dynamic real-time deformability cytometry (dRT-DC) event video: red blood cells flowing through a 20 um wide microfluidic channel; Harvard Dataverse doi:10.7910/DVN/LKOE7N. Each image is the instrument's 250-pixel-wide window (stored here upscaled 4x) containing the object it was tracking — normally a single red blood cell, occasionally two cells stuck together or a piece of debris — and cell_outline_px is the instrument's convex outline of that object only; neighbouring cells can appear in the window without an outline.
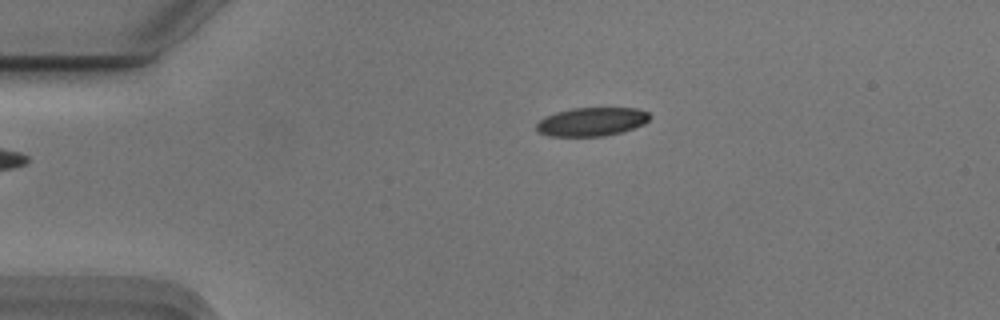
{"species": "Egyptian fruit bat (a non-hibernating species)", "species_latin": "Rousettus aegyptiacus", "temperature_condition": "cold", "stored_images_in_passage": 44, "camera_frame_rate_fps": 3000, "um_per_image_px": 0.085, "animal": {"sex": "male"}, "frame": {"image": 1, "passage_image": 1, "time_ms": 0.0, "image_size_px": [1000, 320], "cell_outline_px": [[652, 116], [644, 124], [620, 132], [604, 136], [548, 136], [540, 132], [536, 128], [536, 124], [544, 116], [556, 112], [572, 108], [636, 108], [648, 112]], "centroid_in_image_um": [50.29, 10.34], "position_along_channel_um": 34.7, "area_um2": 18.84}}
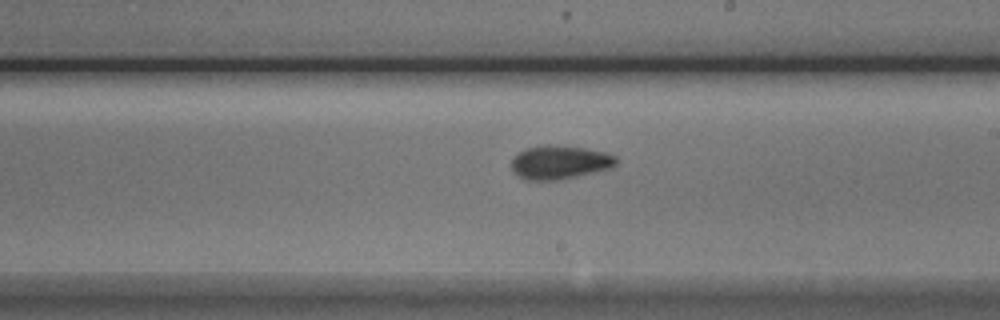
{"frame": {"image": 2, "passage_image": 21, "time_ms": 6.667, "image_size_px": [1000, 320], "cell_outline_px": [[616, 164], [608, 168], [560, 180], [528, 180], [520, 176], [512, 168], [512, 160], [524, 148], [544, 144], [548, 144], [584, 148], [604, 152], [616, 156]], "centroid_in_image_um": [47.56, 13.78], "position_along_channel_um": 241.4, "area_um2": 20.17}}
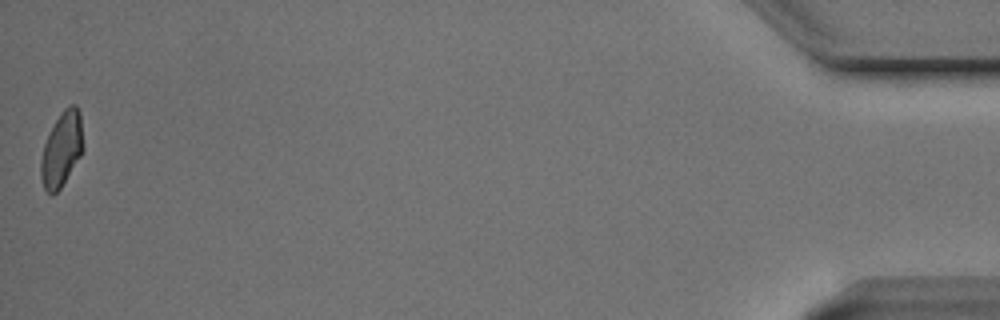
{"frame": {"image": 3, "passage_image": 44, "time_ms": 14.333, "image_size_px": [1000, 320], "cell_outline_px": [[84, 148], [80, 156], [60, 188], [52, 196], [44, 188], [40, 176], [40, 160], [44, 144], [56, 120], [64, 108], [68, 104], [76, 104], [80, 112]], "centroid_in_image_um": [5.25, 12.67], "position_along_channel_um": 430.0, "area_um2": 18.32}, "authors_computed_cell_mechanics": {"area_um2": 19.2185, "velocity_mm_per_s": 3.7333, "shape_relaxation_time_tau1_ms": 4.1783, "shape_relaxation_time_tau2_ms": 2.4635, "deformation_change_tau1": 0.1149, "deformation_change_tau2": 0.0747}}